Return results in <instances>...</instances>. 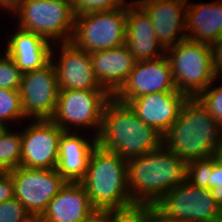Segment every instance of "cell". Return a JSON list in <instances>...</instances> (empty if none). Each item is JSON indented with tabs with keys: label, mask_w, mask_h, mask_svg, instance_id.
<instances>
[{
	"label": "cell",
	"mask_w": 222,
	"mask_h": 222,
	"mask_svg": "<svg viewBox=\"0 0 222 222\" xmlns=\"http://www.w3.org/2000/svg\"><path fill=\"white\" fill-rule=\"evenodd\" d=\"M221 144L222 124L216 122L197 98L187 99L162 138V145L185 163L215 156Z\"/></svg>",
	"instance_id": "1"
},
{
	"label": "cell",
	"mask_w": 222,
	"mask_h": 222,
	"mask_svg": "<svg viewBox=\"0 0 222 222\" xmlns=\"http://www.w3.org/2000/svg\"><path fill=\"white\" fill-rule=\"evenodd\" d=\"M161 135L145 124L126 103L112 97L105 105L97 145L118 153L126 162L162 146Z\"/></svg>",
	"instance_id": "2"
},
{
	"label": "cell",
	"mask_w": 222,
	"mask_h": 222,
	"mask_svg": "<svg viewBox=\"0 0 222 222\" xmlns=\"http://www.w3.org/2000/svg\"><path fill=\"white\" fill-rule=\"evenodd\" d=\"M128 189L137 205H154L186 179V163L163 145L127 162Z\"/></svg>",
	"instance_id": "3"
},
{
	"label": "cell",
	"mask_w": 222,
	"mask_h": 222,
	"mask_svg": "<svg viewBox=\"0 0 222 222\" xmlns=\"http://www.w3.org/2000/svg\"><path fill=\"white\" fill-rule=\"evenodd\" d=\"M81 184L95 210H120L135 205L128 189L127 162L118 153L96 145Z\"/></svg>",
	"instance_id": "4"
},
{
	"label": "cell",
	"mask_w": 222,
	"mask_h": 222,
	"mask_svg": "<svg viewBox=\"0 0 222 222\" xmlns=\"http://www.w3.org/2000/svg\"><path fill=\"white\" fill-rule=\"evenodd\" d=\"M10 16L17 20V27L53 44L72 39L75 15L69 0H23Z\"/></svg>",
	"instance_id": "5"
},
{
	"label": "cell",
	"mask_w": 222,
	"mask_h": 222,
	"mask_svg": "<svg viewBox=\"0 0 222 222\" xmlns=\"http://www.w3.org/2000/svg\"><path fill=\"white\" fill-rule=\"evenodd\" d=\"M176 89L197 98L214 80L209 44L185 38L166 48Z\"/></svg>",
	"instance_id": "6"
},
{
	"label": "cell",
	"mask_w": 222,
	"mask_h": 222,
	"mask_svg": "<svg viewBox=\"0 0 222 222\" xmlns=\"http://www.w3.org/2000/svg\"><path fill=\"white\" fill-rule=\"evenodd\" d=\"M107 90L59 89L56 109L50 120L63 131L88 132L98 136Z\"/></svg>",
	"instance_id": "7"
},
{
	"label": "cell",
	"mask_w": 222,
	"mask_h": 222,
	"mask_svg": "<svg viewBox=\"0 0 222 222\" xmlns=\"http://www.w3.org/2000/svg\"><path fill=\"white\" fill-rule=\"evenodd\" d=\"M127 11L128 2L111 11L75 16L71 41L89 53L124 45Z\"/></svg>",
	"instance_id": "8"
},
{
	"label": "cell",
	"mask_w": 222,
	"mask_h": 222,
	"mask_svg": "<svg viewBox=\"0 0 222 222\" xmlns=\"http://www.w3.org/2000/svg\"><path fill=\"white\" fill-rule=\"evenodd\" d=\"M165 215L186 222H217L222 208L210 190L193 186L186 179L166 192L155 204Z\"/></svg>",
	"instance_id": "9"
},
{
	"label": "cell",
	"mask_w": 222,
	"mask_h": 222,
	"mask_svg": "<svg viewBox=\"0 0 222 222\" xmlns=\"http://www.w3.org/2000/svg\"><path fill=\"white\" fill-rule=\"evenodd\" d=\"M14 184V198L32 217H40L50 200L67 182L56 169H32L19 166L8 171Z\"/></svg>",
	"instance_id": "10"
},
{
	"label": "cell",
	"mask_w": 222,
	"mask_h": 222,
	"mask_svg": "<svg viewBox=\"0 0 222 222\" xmlns=\"http://www.w3.org/2000/svg\"><path fill=\"white\" fill-rule=\"evenodd\" d=\"M18 127L22 137L21 166L56 169L63 130L50 119L27 120Z\"/></svg>",
	"instance_id": "11"
},
{
	"label": "cell",
	"mask_w": 222,
	"mask_h": 222,
	"mask_svg": "<svg viewBox=\"0 0 222 222\" xmlns=\"http://www.w3.org/2000/svg\"><path fill=\"white\" fill-rule=\"evenodd\" d=\"M19 92L24 115L28 120L50 119L55 112L59 92L53 63L24 73Z\"/></svg>",
	"instance_id": "12"
},
{
	"label": "cell",
	"mask_w": 222,
	"mask_h": 222,
	"mask_svg": "<svg viewBox=\"0 0 222 222\" xmlns=\"http://www.w3.org/2000/svg\"><path fill=\"white\" fill-rule=\"evenodd\" d=\"M59 89L106 90L96 79L90 53L72 41L55 43L51 52Z\"/></svg>",
	"instance_id": "13"
},
{
	"label": "cell",
	"mask_w": 222,
	"mask_h": 222,
	"mask_svg": "<svg viewBox=\"0 0 222 222\" xmlns=\"http://www.w3.org/2000/svg\"><path fill=\"white\" fill-rule=\"evenodd\" d=\"M177 90L166 55L155 60L136 62L127 81L113 95L121 102L149 93L169 92Z\"/></svg>",
	"instance_id": "14"
},
{
	"label": "cell",
	"mask_w": 222,
	"mask_h": 222,
	"mask_svg": "<svg viewBox=\"0 0 222 222\" xmlns=\"http://www.w3.org/2000/svg\"><path fill=\"white\" fill-rule=\"evenodd\" d=\"M150 17L159 42L166 49L186 36L188 0H134Z\"/></svg>",
	"instance_id": "15"
},
{
	"label": "cell",
	"mask_w": 222,
	"mask_h": 222,
	"mask_svg": "<svg viewBox=\"0 0 222 222\" xmlns=\"http://www.w3.org/2000/svg\"><path fill=\"white\" fill-rule=\"evenodd\" d=\"M188 97L178 90L149 93L131 99L127 104L145 124L163 135L177 120Z\"/></svg>",
	"instance_id": "16"
},
{
	"label": "cell",
	"mask_w": 222,
	"mask_h": 222,
	"mask_svg": "<svg viewBox=\"0 0 222 222\" xmlns=\"http://www.w3.org/2000/svg\"><path fill=\"white\" fill-rule=\"evenodd\" d=\"M125 44L135 62L155 60L165 55L148 14L134 1H128Z\"/></svg>",
	"instance_id": "17"
},
{
	"label": "cell",
	"mask_w": 222,
	"mask_h": 222,
	"mask_svg": "<svg viewBox=\"0 0 222 222\" xmlns=\"http://www.w3.org/2000/svg\"><path fill=\"white\" fill-rule=\"evenodd\" d=\"M11 33V35H10ZM4 41L5 51L24 74L41 69L51 62L53 43L46 38L15 25Z\"/></svg>",
	"instance_id": "18"
},
{
	"label": "cell",
	"mask_w": 222,
	"mask_h": 222,
	"mask_svg": "<svg viewBox=\"0 0 222 222\" xmlns=\"http://www.w3.org/2000/svg\"><path fill=\"white\" fill-rule=\"evenodd\" d=\"M96 145L97 137L89 132L63 131L59 140L58 173L67 182H81Z\"/></svg>",
	"instance_id": "19"
},
{
	"label": "cell",
	"mask_w": 222,
	"mask_h": 222,
	"mask_svg": "<svg viewBox=\"0 0 222 222\" xmlns=\"http://www.w3.org/2000/svg\"><path fill=\"white\" fill-rule=\"evenodd\" d=\"M90 56L96 79L112 96L127 81L136 63L126 44Z\"/></svg>",
	"instance_id": "20"
},
{
	"label": "cell",
	"mask_w": 222,
	"mask_h": 222,
	"mask_svg": "<svg viewBox=\"0 0 222 222\" xmlns=\"http://www.w3.org/2000/svg\"><path fill=\"white\" fill-rule=\"evenodd\" d=\"M94 211L81 182H66L39 219L41 222H79Z\"/></svg>",
	"instance_id": "21"
},
{
	"label": "cell",
	"mask_w": 222,
	"mask_h": 222,
	"mask_svg": "<svg viewBox=\"0 0 222 222\" xmlns=\"http://www.w3.org/2000/svg\"><path fill=\"white\" fill-rule=\"evenodd\" d=\"M186 36L196 42L212 44L222 38V0H188Z\"/></svg>",
	"instance_id": "22"
},
{
	"label": "cell",
	"mask_w": 222,
	"mask_h": 222,
	"mask_svg": "<svg viewBox=\"0 0 222 222\" xmlns=\"http://www.w3.org/2000/svg\"><path fill=\"white\" fill-rule=\"evenodd\" d=\"M18 129V130H16ZM4 127L0 131V169L8 172L21 166V128Z\"/></svg>",
	"instance_id": "23"
},
{
	"label": "cell",
	"mask_w": 222,
	"mask_h": 222,
	"mask_svg": "<svg viewBox=\"0 0 222 222\" xmlns=\"http://www.w3.org/2000/svg\"><path fill=\"white\" fill-rule=\"evenodd\" d=\"M27 120L24 115L19 89L0 88V124L4 127H17Z\"/></svg>",
	"instance_id": "24"
},
{
	"label": "cell",
	"mask_w": 222,
	"mask_h": 222,
	"mask_svg": "<svg viewBox=\"0 0 222 222\" xmlns=\"http://www.w3.org/2000/svg\"><path fill=\"white\" fill-rule=\"evenodd\" d=\"M214 164L215 156L189 161L186 163V180L193 186L209 189V177Z\"/></svg>",
	"instance_id": "25"
},
{
	"label": "cell",
	"mask_w": 222,
	"mask_h": 222,
	"mask_svg": "<svg viewBox=\"0 0 222 222\" xmlns=\"http://www.w3.org/2000/svg\"><path fill=\"white\" fill-rule=\"evenodd\" d=\"M221 81L222 78L215 77L213 82L197 97L200 103L208 110L210 115L219 124H222V82Z\"/></svg>",
	"instance_id": "26"
},
{
	"label": "cell",
	"mask_w": 222,
	"mask_h": 222,
	"mask_svg": "<svg viewBox=\"0 0 222 222\" xmlns=\"http://www.w3.org/2000/svg\"><path fill=\"white\" fill-rule=\"evenodd\" d=\"M22 75L14 60L2 49L0 52V88L19 89Z\"/></svg>",
	"instance_id": "27"
},
{
	"label": "cell",
	"mask_w": 222,
	"mask_h": 222,
	"mask_svg": "<svg viewBox=\"0 0 222 222\" xmlns=\"http://www.w3.org/2000/svg\"><path fill=\"white\" fill-rule=\"evenodd\" d=\"M129 0H72L75 16L101 11H111L123 7Z\"/></svg>",
	"instance_id": "28"
},
{
	"label": "cell",
	"mask_w": 222,
	"mask_h": 222,
	"mask_svg": "<svg viewBox=\"0 0 222 222\" xmlns=\"http://www.w3.org/2000/svg\"><path fill=\"white\" fill-rule=\"evenodd\" d=\"M106 222H148V205L106 211Z\"/></svg>",
	"instance_id": "29"
},
{
	"label": "cell",
	"mask_w": 222,
	"mask_h": 222,
	"mask_svg": "<svg viewBox=\"0 0 222 222\" xmlns=\"http://www.w3.org/2000/svg\"><path fill=\"white\" fill-rule=\"evenodd\" d=\"M32 218L16 198L0 203V222H28Z\"/></svg>",
	"instance_id": "30"
},
{
	"label": "cell",
	"mask_w": 222,
	"mask_h": 222,
	"mask_svg": "<svg viewBox=\"0 0 222 222\" xmlns=\"http://www.w3.org/2000/svg\"><path fill=\"white\" fill-rule=\"evenodd\" d=\"M209 190L212 198L222 208V163L215 157L212 174L209 177Z\"/></svg>",
	"instance_id": "31"
},
{
	"label": "cell",
	"mask_w": 222,
	"mask_h": 222,
	"mask_svg": "<svg viewBox=\"0 0 222 222\" xmlns=\"http://www.w3.org/2000/svg\"><path fill=\"white\" fill-rule=\"evenodd\" d=\"M210 48L214 75L222 78V38L210 44Z\"/></svg>",
	"instance_id": "32"
},
{
	"label": "cell",
	"mask_w": 222,
	"mask_h": 222,
	"mask_svg": "<svg viewBox=\"0 0 222 222\" xmlns=\"http://www.w3.org/2000/svg\"><path fill=\"white\" fill-rule=\"evenodd\" d=\"M14 198V184L8 172L0 175V203Z\"/></svg>",
	"instance_id": "33"
},
{
	"label": "cell",
	"mask_w": 222,
	"mask_h": 222,
	"mask_svg": "<svg viewBox=\"0 0 222 222\" xmlns=\"http://www.w3.org/2000/svg\"><path fill=\"white\" fill-rule=\"evenodd\" d=\"M148 222H186L161 212L155 205H148Z\"/></svg>",
	"instance_id": "34"
},
{
	"label": "cell",
	"mask_w": 222,
	"mask_h": 222,
	"mask_svg": "<svg viewBox=\"0 0 222 222\" xmlns=\"http://www.w3.org/2000/svg\"><path fill=\"white\" fill-rule=\"evenodd\" d=\"M22 1L23 0H0V12L10 15Z\"/></svg>",
	"instance_id": "35"
},
{
	"label": "cell",
	"mask_w": 222,
	"mask_h": 222,
	"mask_svg": "<svg viewBox=\"0 0 222 222\" xmlns=\"http://www.w3.org/2000/svg\"><path fill=\"white\" fill-rule=\"evenodd\" d=\"M79 222H106V211L95 210L88 217Z\"/></svg>",
	"instance_id": "36"
},
{
	"label": "cell",
	"mask_w": 222,
	"mask_h": 222,
	"mask_svg": "<svg viewBox=\"0 0 222 222\" xmlns=\"http://www.w3.org/2000/svg\"><path fill=\"white\" fill-rule=\"evenodd\" d=\"M215 157L222 163V144L216 149Z\"/></svg>",
	"instance_id": "37"
},
{
	"label": "cell",
	"mask_w": 222,
	"mask_h": 222,
	"mask_svg": "<svg viewBox=\"0 0 222 222\" xmlns=\"http://www.w3.org/2000/svg\"><path fill=\"white\" fill-rule=\"evenodd\" d=\"M28 222H41V220L39 219V217H33Z\"/></svg>",
	"instance_id": "38"
},
{
	"label": "cell",
	"mask_w": 222,
	"mask_h": 222,
	"mask_svg": "<svg viewBox=\"0 0 222 222\" xmlns=\"http://www.w3.org/2000/svg\"><path fill=\"white\" fill-rule=\"evenodd\" d=\"M3 128H4V126H2V125L0 124V131H1Z\"/></svg>",
	"instance_id": "39"
}]
</instances>
